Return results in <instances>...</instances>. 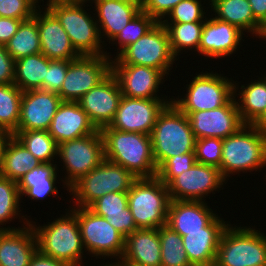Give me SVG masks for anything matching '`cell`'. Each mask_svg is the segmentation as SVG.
Wrapping results in <instances>:
<instances>
[{
    "mask_svg": "<svg viewBox=\"0 0 266 266\" xmlns=\"http://www.w3.org/2000/svg\"><path fill=\"white\" fill-rule=\"evenodd\" d=\"M150 138L157 169L171 157L195 152L196 138L188 116L172 102L159 114Z\"/></svg>",
    "mask_w": 266,
    "mask_h": 266,
    "instance_id": "277c9868",
    "label": "cell"
},
{
    "mask_svg": "<svg viewBox=\"0 0 266 266\" xmlns=\"http://www.w3.org/2000/svg\"><path fill=\"white\" fill-rule=\"evenodd\" d=\"M42 164L26 147L11 135L4 147L0 176L16 181Z\"/></svg>",
    "mask_w": 266,
    "mask_h": 266,
    "instance_id": "1f68e13d",
    "label": "cell"
},
{
    "mask_svg": "<svg viewBox=\"0 0 266 266\" xmlns=\"http://www.w3.org/2000/svg\"><path fill=\"white\" fill-rule=\"evenodd\" d=\"M228 225L217 216L203 231L185 232L181 239L192 266H214L219 240Z\"/></svg>",
    "mask_w": 266,
    "mask_h": 266,
    "instance_id": "7402d4cb",
    "label": "cell"
},
{
    "mask_svg": "<svg viewBox=\"0 0 266 266\" xmlns=\"http://www.w3.org/2000/svg\"><path fill=\"white\" fill-rule=\"evenodd\" d=\"M10 136L11 134L0 131V167L2 165L4 147Z\"/></svg>",
    "mask_w": 266,
    "mask_h": 266,
    "instance_id": "f5cc1de1",
    "label": "cell"
},
{
    "mask_svg": "<svg viewBox=\"0 0 266 266\" xmlns=\"http://www.w3.org/2000/svg\"><path fill=\"white\" fill-rule=\"evenodd\" d=\"M85 1H86V4H87V3H91V4H92V3L96 2V1H101V0H85ZM88 1H89V2H88Z\"/></svg>",
    "mask_w": 266,
    "mask_h": 266,
    "instance_id": "11a10c76",
    "label": "cell"
},
{
    "mask_svg": "<svg viewBox=\"0 0 266 266\" xmlns=\"http://www.w3.org/2000/svg\"><path fill=\"white\" fill-rule=\"evenodd\" d=\"M161 266H192L181 236L167 225L159 228Z\"/></svg>",
    "mask_w": 266,
    "mask_h": 266,
    "instance_id": "f35d334b",
    "label": "cell"
},
{
    "mask_svg": "<svg viewBox=\"0 0 266 266\" xmlns=\"http://www.w3.org/2000/svg\"><path fill=\"white\" fill-rule=\"evenodd\" d=\"M265 166L266 135L253 125L244 124L235 134L223 139L220 173L226 181L230 175L261 172Z\"/></svg>",
    "mask_w": 266,
    "mask_h": 266,
    "instance_id": "5b68a950",
    "label": "cell"
},
{
    "mask_svg": "<svg viewBox=\"0 0 266 266\" xmlns=\"http://www.w3.org/2000/svg\"><path fill=\"white\" fill-rule=\"evenodd\" d=\"M192 79L186 84V94L182 98L171 97V102L186 115L219 108L234 96V80L223 74L202 71Z\"/></svg>",
    "mask_w": 266,
    "mask_h": 266,
    "instance_id": "30bf717a",
    "label": "cell"
},
{
    "mask_svg": "<svg viewBox=\"0 0 266 266\" xmlns=\"http://www.w3.org/2000/svg\"><path fill=\"white\" fill-rule=\"evenodd\" d=\"M21 195L18 188V183L16 181L10 180L3 176H0V225L4 223L12 222V219L22 218V226L29 224L30 221L25 216H21L19 211L21 200ZM24 217V218H23ZM21 227H2L0 230H15Z\"/></svg>",
    "mask_w": 266,
    "mask_h": 266,
    "instance_id": "74e56055",
    "label": "cell"
},
{
    "mask_svg": "<svg viewBox=\"0 0 266 266\" xmlns=\"http://www.w3.org/2000/svg\"><path fill=\"white\" fill-rule=\"evenodd\" d=\"M254 19L266 30V0H248Z\"/></svg>",
    "mask_w": 266,
    "mask_h": 266,
    "instance_id": "681fc988",
    "label": "cell"
},
{
    "mask_svg": "<svg viewBox=\"0 0 266 266\" xmlns=\"http://www.w3.org/2000/svg\"><path fill=\"white\" fill-rule=\"evenodd\" d=\"M128 207L139 229H159L167 225L170 196L157 177L138 178L127 192Z\"/></svg>",
    "mask_w": 266,
    "mask_h": 266,
    "instance_id": "52a82bcc",
    "label": "cell"
},
{
    "mask_svg": "<svg viewBox=\"0 0 266 266\" xmlns=\"http://www.w3.org/2000/svg\"><path fill=\"white\" fill-rule=\"evenodd\" d=\"M111 72L117 78L121 93L128 98L165 99L160 97L159 85L163 84L165 75L149 66L111 64Z\"/></svg>",
    "mask_w": 266,
    "mask_h": 266,
    "instance_id": "ac0fdd59",
    "label": "cell"
},
{
    "mask_svg": "<svg viewBox=\"0 0 266 266\" xmlns=\"http://www.w3.org/2000/svg\"><path fill=\"white\" fill-rule=\"evenodd\" d=\"M13 136L42 163H55L58 144L46 130L16 131Z\"/></svg>",
    "mask_w": 266,
    "mask_h": 266,
    "instance_id": "e575fe53",
    "label": "cell"
},
{
    "mask_svg": "<svg viewBox=\"0 0 266 266\" xmlns=\"http://www.w3.org/2000/svg\"><path fill=\"white\" fill-rule=\"evenodd\" d=\"M85 3V0H48L46 8L58 19L80 56L106 55L112 59L110 52L102 50L105 41L101 40L95 16L91 17L84 9L89 6Z\"/></svg>",
    "mask_w": 266,
    "mask_h": 266,
    "instance_id": "7a4b0ae2",
    "label": "cell"
},
{
    "mask_svg": "<svg viewBox=\"0 0 266 266\" xmlns=\"http://www.w3.org/2000/svg\"><path fill=\"white\" fill-rule=\"evenodd\" d=\"M166 99L128 98L122 95L108 128L150 135L159 114L171 103Z\"/></svg>",
    "mask_w": 266,
    "mask_h": 266,
    "instance_id": "5bb4252c",
    "label": "cell"
},
{
    "mask_svg": "<svg viewBox=\"0 0 266 266\" xmlns=\"http://www.w3.org/2000/svg\"><path fill=\"white\" fill-rule=\"evenodd\" d=\"M157 23L158 21L149 14L143 11L138 13L111 41L113 45L119 44L116 56L131 43L136 42L140 37L149 32Z\"/></svg>",
    "mask_w": 266,
    "mask_h": 266,
    "instance_id": "ab89813d",
    "label": "cell"
},
{
    "mask_svg": "<svg viewBox=\"0 0 266 266\" xmlns=\"http://www.w3.org/2000/svg\"><path fill=\"white\" fill-rule=\"evenodd\" d=\"M225 182L219 168L196 162L175 177L167 188L171 200L205 201L208 194L219 192L221 187L223 190Z\"/></svg>",
    "mask_w": 266,
    "mask_h": 266,
    "instance_id": "9a60e30c",
    "label": "cell"
},
{
    "mask_svg": "<svg viewBox=\"0 0 266 266\" xmlns=\"http://www.w3.org/2000/svg\"><path fill=\"white\" fill-rule=\"evenodd\" d=\"M252 125L263 135H266V109Z\"/></svg>",
    "mask_w": 266,
    "mask_h": 266,
    "instance_id": "816d5d0a",
    "label": "cell"
},
{
    "mask_svg": "<svg viewBox=\"0 0 266 266\" xmlns=\"http://www.w3.org/2000/svg\"><path fill=\"white\" fill-rule=\"evenodd\" d=\"M168 33L173 55L179 59L181 51L198 52L204 22L162 23ZM187 48V49H186ZM196 49V50H195Z\"/></svg>",
    "mask_w": 266,
    "mask_h": 266,
    "instance_id": "d590c367",
    "label": "cell"
},
{
    "mask_svg": "<svg viewBox=\"0 0 266 266\" xmlns=\"http://www.w3.org/2000/svg\"><path fill=\"white\" fill-rule=\"evenodd\" d=\"M187 116L196 139L209 137L225 139L244 125L234 96L219 108L190 112Z\"/></svg>",
    "mask_w": 266,
    "mask_h": 266,
    "instance_id": "2e32d148",
    "label": "cell"
},
{
    "mask_svg": "<svg viewBox=\"0 0 266 266\" xmlns=\"http://www.w3.org/2000/svg\"><path fill=\"white\" fill-rule=\"evenodd\" d=\"M114 58L111 64L149 66L160 70L166 77L174 61L178 60L172 53L167 30L161 22Z\"/></svg>",
    "mask_w": 266,
    "mask_h": 266,
    "instance_id": "9c48e42d",
    "label": "cell"
},
{
    "mask_svg": "<svg viewBox=\"0 0 266 266\" xmlns=\"http://www.w3.org/2000/svg\"><path fill=\"white\" fill-rule=\"evenodd\" d=\"M111 72V59L102 56H80L69 61L67 74L58 95L62 101L77 102Z\"/></svg>",
    "mask_w": 266,
    "mask_h": 266,
    "instance_id": "4fadbf2b",
    "label": "cell"
},
{
    "mask_svg": "<svg viewBox=\"0 0 266 266\" xmlns=\"http://www.w3.org/2000/svg\"><path fill=\"white\" fill-rule=\"evenodd\" d=\"M182 0H142L141 11L161 22Z\"/></svg>",
    "mask_w": 266,
    "mask_h": 266,
    "instance_id": "bcb514c9",
    "label": "cell"
},
{
    "mask_svg": "<svg viewBox=\"0 0 266 266\" xmlns=\"http://www.w3.org/2000/svg\"><path fill=\"white\" fill-rule=\"evenodd\" d=\"M221 138H200L195 142L196 162L200 164L214 166L220 169L222 159Z\"/></svg>",
    "mask_w": 266,
    "mask_h": 266,
    "instance_id": "b9f144b4",
    "label": "cell"
},
{
    "mask_svg": "<svg viewBox=\"0 0 266 266\" xmlns=\"http://www.w3.org/2000/svg\"><path fill=\"white\" fill-rule=\"evenodd\" d=\"M64 215L51 223L38 225L39 227L36 222L30 221L36 237L37 250L44 255L65 262L68 266L83 265L85 250H83L76 207L67 210Z\"/></svg>",
    "mask_w": 266,
    "mask_h": 266,
    "instance_id": "3957f363",
    "label": "cell"
},
{
    "mask_svg": "<svg viewBox=\"0 0 266 266\" xmlns=\"http://www.w3.org/2000/svg\"><path fill=\"white\" fill-rule=\"evenodd\" d=\"M124 265L161 266L159 229H137L125 238Z\"/></svg>",
    "mask_w": 266,
    "mask_h": 266,
    "instance_id": "4316f807",
    "label": "cell"
},
{
    "mask_svg": "<svg viewBox=\"0 0 266 266\" xmlns=\"http://www.w3.org/2000/svg\"><path fill=\"white\" fill-rule=\"evenodd\" d=\"M124 266H140V265H124Z\"/></svg>",
    "mask_w": 266,
    "mask_h": 266,
    "instance_id": "9f6ffc18",
    "label": "cell"
},
{
    "mask_svg": "<svg viewBox=\"0 0 266 266\" xmlns=\"http://www.w3.org/2000/svg\"><path fill=\"white\" fill-rule=\"evenodd\" d=\"M213 212L205 201L171 200L167 226L181 237L185 232L203 231L218 216Z\"/></svg>",
    "mask_w": 266,
    "mask_h": 266,
    "instance_id": "cb8c5ba5",
    "label": "cell"
},
{
    "mask_svg": "<svg viewBox=\"0 0 266 266\" xmlns=\"http://www.w3.org/2000/svg\"><path fill=\"white\" fill-rule=\"evenodd\" d=\"M217 20L230 23L242 32L266 40V30L254 19L248 0H209Z\"/></svg>",
    "mask_w": 266,
    "mask_h": 266,
    "instance_id": "f1b7e54d",
    "label": "cell"
},
{
    "mask_svg": "<svg viewBox=\"0 0 266 266\" xmlns=\"http://www.w3.org/2000/svg\"><path fill=\"white\" fill-rule=\"evenodd\" d=\"M241 30L230 23L217 20L216 18H206L204 21L201 40L198 47V54L215 59L230 57L238 51L242 37Z\"/></svg>",
    "mask_w": 266,
    "mask_h": 266,
    "instance_id": "ffe728a7",
    "label": "cell"
},
{
    "mask_svg": "<svg viewBox=\"0 0 266 266\" xmlns=\"http://www.w3.org/2000/svg\"><path fill=\"white\" fill-rule=\"evenodd\" d=\"M58 164L42 163L38 167L33 168L18 182V188L21 197L23 195L34 200H44L45 197L51 195L57 196L58 189L56 187ZM58 171V172H57Z\"/></svg>",
    "mask_w": 266,
    "mask_h": 266,
    "instance_id": "f546056e",
    "label": "cell"
},
{
    "mask_svg": "<svg viewBox=\"0 0 266 266\" xmlns=\"http://www.w3.org/2000/svg\"><path fill=\"white\" fill-rule=\"evenodd\" d=\"M22 21L14 18L0 17V45H6L17 32Z\"/></svg>",
    "mask_w": 266,
    "mask_h": 266,
    "instance_id": "c3c4849f",
    "label": "cell"
},
{
    "mask_svg": "<svg viewBox=\"0 0 266 266\" xmlns=\"http://www.w3.org/2000/svg\"><path fill=\"white\" fill-rule=\"evenodd\" d=\"M195 163V152L171 157L157 169L156 177L167 186L175 177L191 168Z\"/></svg>",
    "mask_w": 266,
    "mask_h": 266,
    "instance_id": "7bdbcfd3",
    "label": "cell"
},
{
    "mask_svg": "<svg viewBox=\"0 0 266 266\" xmlns=\"http://www.w3.org/2000/svg\"><path fill=\"white\" fill-rule=\"evenodd\" d=\"M104 158L119 164L136 178H153L157 165L153 158L150 135L103 127Z\"/></svg>",
    "mask_w": 266,
    "mask_h": 266,
    "instance_id": "6da1fadb",
    "label": "cell"
},
{
    "mask_svg": "<svg viewBox=\"0 0 266 266\" xmlns=\"http://www.w3.org/2000/svg\"><path fill=\"white\" fill-rule=\"evenodd\" d=\"M96 215L104 217L125 238L136 226L133 215L128 207L127 192H112L98 198L89 207Z\"/></svg>",
    "mask_w": 266,
    "mask_h": 266,
    "instance_id": "83f0119b",
    "label": "cell"
},
{
    "mask_svg": "<svg viewBox=\"0 0 266 266\" xmlns=\"http://www.w3.org/2000/svg\"><path fill=\"white\" fill-rule=\"evenodd\" d=\"M38 0H0V17L28 20L40 7Z\"/></svg>",
    "mask_w": 266,
    "mask_h": 266,
    "instance_id": "ee69618b",
    "label": "cell"
},
{
    "mask_svg": "<svg viewBox=\"0 0 266 266\" xmlns=\"http://www.w3.org/2000/svg\"><path fill=\"white\" fill-rule=\"evenodd\" d=\"M5 48L15 61L41 53L40 35L36 19L32 17L22 21L17 32L6 43Z\"/></svg>",
    "mask_w": 266,
    "mask_h": 266,
    "instance_id": "836d02e7",
    "label": "cell"
},
{
    "mask_svg": "<svg viewBox=\"0 0 266 266\" xmlns=\"http://www.w3.org/2000/svg\"><path fill=\"white\" fill-rule=\"evenodd\" d=\"M36 251L30 223L15 230H0V266H29Z\"/></svg>",
    "mask_w": 266,
    "mask_h": 266,
    "instance_id": "484cf974",
    "label": "cell"
},
{
    "mask_svg": "<svg viewBox=\"0 0 266 266\" xmlns=\"http://www.w3.org/2000/svg\"><path fill=\"white\" fill-rule=\"evenodd\" d=\"M97 130L78 102L62 101L48 132L59 145L65 141L94 134Z\"/></svg>",
    "mask_w": 266,
    "mask_h": 266,
    "instance_id": "603a6c76",
    "label": "cell"
},
{
    "mask_svg": "<svg viewBox=\"0 0 266 266\" xmlns=\"http://www.w3.org/2000/svg\"><path fill=\"white\" fill-rule=\"evenodd\" d=\"M68 66V60L49 59V67L47 69L46 78H44L43 81V90L58 94L65 80Z\"/></svg>",
    "mask_w": 266,
    "mask_h": 266,
    "instance_id": "f6af8a7d",
    "label": "cell"
},
{
    "mask_svg": "<svg viewBox=\"0 0 266 266\" xmlns=\"http://www.w3.org/2000/svg\"><path fill=\"white\" fill-rule=\"evenodd\" d=\"M15 60L7 52L5 45H0V84H14Z\"/></svg>",
    "mask_w": 266,
    "mask_h": 266,
    "instance_id": "7dc6e473",
    "label": "cell"
},
{
    "mask_svg": "<svg viewBox=\"0 0 266 266\" xmlns=\"http://www.w3.org/2000/svg\"><path fill=\"white\" fill-rule=\"evenodd\" d=\"M58 157L66 170L61 181L69 187L80 177L95 169L104 158V142L100 130L78 139L65 141L58 145Z\"/></svg>",
    "mask_w": 266,
    "mask_h": 266,
    "instance_id": "7c38bea8",
    "label": "cell"
},
{
    "mask_svg": "<svg viewBox=\"0 0 266 266\" xmlns=\"http://www.w3.org/2000/svg\"><path fill=\"white\" fill-rule=\"evenodd\" d=\"M137 179L124 167L104 159L95 169L73 183L68 192L74 196V207H89L105 194L128 192Z\"/></svg>",
    "mask_w": 266,
    "mask_h": 266,
    "instance_id": "ba28073f",
    "label": "cell"
},
{
    "mask_svg": "<svg viewBox=\"0 0 266 266\" xmlns=\"http://www.w3.org/2000/svg\"><path fill=\"white\" fill-rule=\"evenodd\" d=\"M29 266H68L65 262L51 258L40 253L38 250L31 258Z\"/></svg>",
    "mask_w": 266,
    "mask_h": 266,
    "instance_id": "f907efd6",
    "label": "cell"
},
{
    "mask_svg": "<svg viewBox=\"0 0 266 266\" xmlns=\"http://www.w3.org/2000/svg\"><path fill=\"white\" fill-rule=\"evenodd\" d=\"M49 59L42 53L26 56L15 61L14 84L22 91L43 90Z\"/></svg>",
    "mask_w": 266,
    "mask_h": 266,
    "instance_id": "d6a6232c",
    "label": "cell"
},
{
    "mask_svg": "<svg viewBox=\"0 0 266 266\" xmlns=\"http://www.w3.org/2000/svg\"><path fill=\"white\" fill-rule=\"evenodd\" d=\"M61 103V97L54 92L42 89L23 92L17 131H48Z\"/></svg>",
    "mask_w": 266,
    "mask_h": 266,
    "instance_id": "d6986e66",
    "label": "cell"
},
{
    "mask_svg": "<svg viewBox=\"0 0 266 266\" xmlns=\"http://www.w3.org/2000/svg\"><path fill=\"white\" fill-rule=\"evenodd\" d=\"M108 263L107 262H106V264L103 263V266H124V264L122 262H120V261H115V262L111 261V263L108 261ZM80 266H82V265H80Z\"/></svg>",
    "mask_w": 266,
    "mask_h": 266,
    "instance_id": "db71d44e",
    "label": "cell"
},
{
    "mask_svg": "<svg viewBox=\"0 0 266 266\" xmlns=\"http://www.w3.org/2000/svg\"><path fill=\"white\" fill-rule=\"evenodd\" d=\"M204 7L201 4V0H182L168 13L165 17L166 19L162 20L161 23L204 22L207 18L204 16L206 14Z\"/></svg>",
    "mask_w": 266,
    "mask_h": 266,
    "instance_id": "60d3db41",
    "label": "cell"
},
{
    "mask_svg": "<svg viewBox=\"0 0 266 266\" xmlns=\"http://www.w3.org/2000/svg\"><path fill=\"white\" fill-rule=\"evenodd\" d=\"M122 97L117 78L110 72L77 102L87 113L93 125L101 130L112 122Z\"/></svg>",
    "mask_w": 266,
    "mask_h": 266,
    "instance_id": "e0dca14e",
    "label": "cell"
},
{
    "mask_svg": "<svg viewBox=\"0 0 266 266\" xmlns=\"http://www.w3.org/2000/svg\"><path fill=\"white\" fill-rule=\"evenodd\" d=\"M236 82H234V97L240 118L244 124L252 125L266 109V79L263 75L258 80L246 84L247 86L241 85L239 91V82Z\"/></svg>",
    "mask_w": 266,
    "mask_h": 266,
    "instance_id": "4dcf8cb0",
    "label": "cell"
},
{
    "mask_svg": "<svg viewBox=\"0 0 266 266\" xmlns=\"http://www.w3.org/2000/svg\"><path fill=\"white\" fill-rule=\"evenodd\" d=\"M44 9L42 12L39 7L33 16L39 30L41 53L50 60L73 61L79 58L58 19L46 7Z\"/></svg>",
    "mask_w": 266,
    "mask_h": 266,
    "instance_id": "44dd1931",
    "label": "cell"
},
{
    "mask_svg": "<svg viewBox=\"0 0 266 266\" xmlns=\"http://www.w3.org/2000/svg\"><path fill=\"white\" fill-rule=\"evenodd\" d=\"M214 266H266V234L229 224L219 240Z\"/></svg>",
    "mask_w": 266,
    "mask_h": 266,
    "instance_id": "8992f818",
    "label": "cell"
},
{
    "mask_svg": "<svg viewBox=\"0 0 266 266\" xmlns=\"http://www.w3.org/2000/svg\"><path fill=\"white\" fill-rule=\"evenodd\" d=\"M22 94L15 84H0V131L11 135L17 131Z\"/></svg>",
    "mask_w": 266,
    "mask_h": 266,
    "instance_id": "8d00e7d4",
    "label": "cell"
},
{
    "mask_svg": "<svg viewBox=\"0 0 266 266\" xmlns=\"http://www.w3.org/2000/svg\"><path fill=\"white\" fill-rule=\"evenodd\" d=\"M94 4L101 40L104 36L103 39L112 41L141 12V2L138 0H101Z\"/></svg>",
    "mask_w": 266,
    "mask_h": 266,
    "instance_id": "d4e9b609",
    "label": "cell"
},
{
    "mask_svg": "<svg viewBox=\"0 0 266 266\" xmlns=\"http://www.w3.org/2000/svg\"><path fill=\"white\" fill-rule=\"evenodd\" d=\"M76 216L85 252L95 258L114 257L119 261L124 252L125 237L88 207H76Z\"/></svg>",
    "mask_w": 266,
    "mask_h": 266,
    "instance_id": "8fae6325",
    "label": "cell"
}]
</instances>
